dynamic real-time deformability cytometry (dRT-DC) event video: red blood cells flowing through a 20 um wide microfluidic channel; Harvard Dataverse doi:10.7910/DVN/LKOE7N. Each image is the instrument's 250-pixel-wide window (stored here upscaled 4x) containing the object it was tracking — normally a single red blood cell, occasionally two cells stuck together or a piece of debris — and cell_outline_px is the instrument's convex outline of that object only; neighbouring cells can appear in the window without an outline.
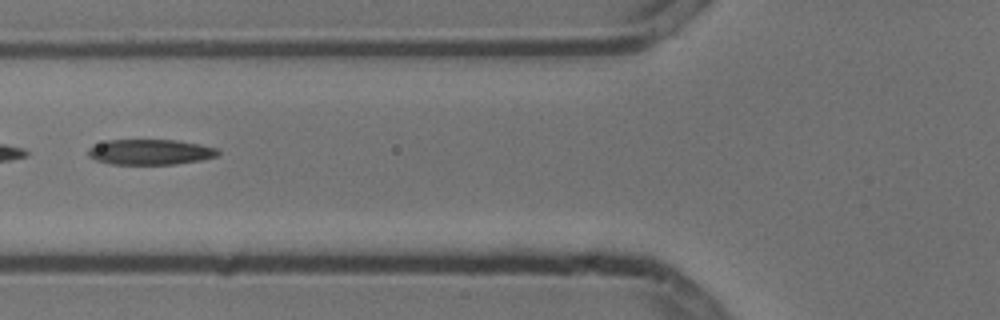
{"species": "common noctule bat (a hibernating species)", "species_latin": "Nyctalus noctula", "temperature_condition": "cold", "stored_images_in_passage": 3, "camera_frame_rate_fps": 3000, "um_per_image_px": 0.085, "animal": {"sex": "male", "body_mass_g": 13.3}, "frame": {"image": 1, "passage_image": 3, "time_ms": 0.667, "image_size_px": [1000, 320], "cell_outline_px": [[220, 152], [216, 156], [200, 160], [176, 164], [112, 164], [96, 160], [88, 156], [88, 148], [108, 140], [176, 140], [200, 144], [216, 148]], "centroid_in_image_um": [12.77, 12.92], "position_along_channel_um": 113.0, "area_um2": 19.07}}